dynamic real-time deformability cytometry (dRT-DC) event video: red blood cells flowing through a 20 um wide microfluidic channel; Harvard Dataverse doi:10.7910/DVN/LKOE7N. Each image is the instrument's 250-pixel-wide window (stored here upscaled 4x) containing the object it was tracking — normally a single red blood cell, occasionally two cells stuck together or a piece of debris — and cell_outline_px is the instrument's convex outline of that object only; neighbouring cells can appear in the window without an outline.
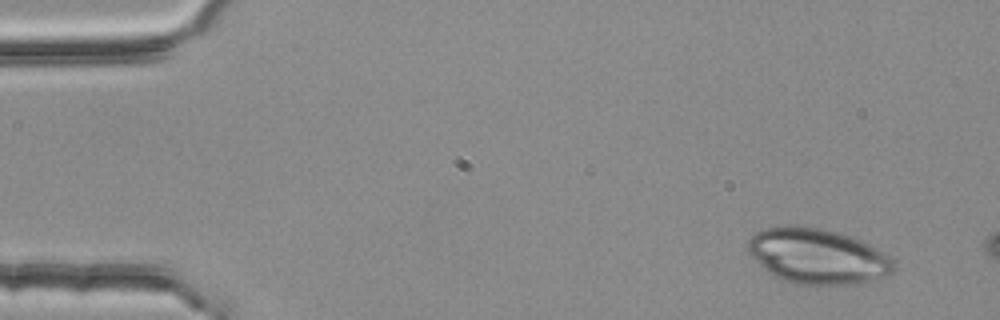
{"species": "common noctule bat (a hibernating species)", "species_latin": "Nyctalus noctula", "temperature_condition": "room temperature", "stored_images_in_passage": 2, "camera_frame_rate_fps": 3000, "um_per_image_px": 0.085, "animal": {"sex": "female", "body_mass_g": 25.1}, "frame": {"image": 1, "passage_image": 1, "time_ms": 0.0, "image_size_px": [1000, 320], "cell_outline_px": [[900, 268], [884, 276], [864, 284], [816, 288], [792, 284], [772, 276], [748, 252], [748, 240], [756, 232], [764, 228], [784, 224], [788, 224], [820, 228], [840, 232], [852, 236], [884, 252]], "centroid_in_image_um": [69.52, 21.82], "position_along_channel_um": 15.5, "area_um2": 48.61}}